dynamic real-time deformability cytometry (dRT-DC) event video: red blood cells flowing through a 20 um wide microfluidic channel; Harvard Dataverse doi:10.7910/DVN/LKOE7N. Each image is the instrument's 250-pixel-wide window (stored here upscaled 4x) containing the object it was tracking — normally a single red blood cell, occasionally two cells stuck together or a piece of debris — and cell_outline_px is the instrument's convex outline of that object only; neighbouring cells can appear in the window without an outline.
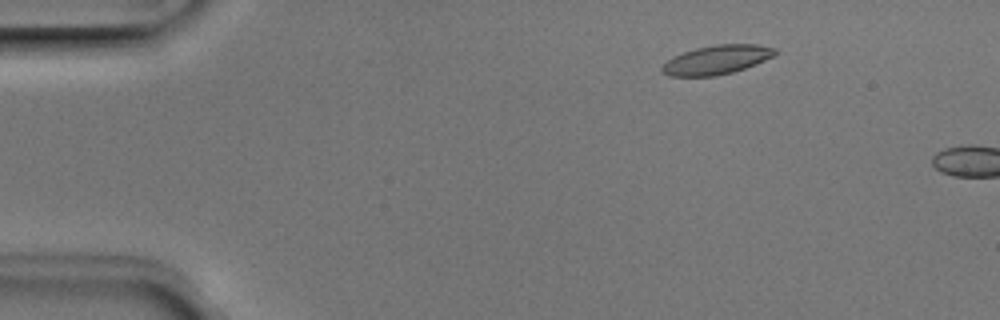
{"species": "Egyptian fruit bat (a non-hibernating species)", "species_latin": "Rousettus aegyptiacus", "temperature_condition": "room temperature", "stored_images_in_passage": 3, "camera_frame_rate_fps": 3000, "um_per_image_px": 0.085, "animal": {"sex": "male"}, "frame": {"image": 1, "passage_image": 2, "time_ms": 0.333, "image_size_px": [1000, 320], "cell_outline_px": [[776, 52], [772, 56], [756, 64], [732, 72], [716, 76], [668, 76], [660, 72], [660, 68], [668, 60], [684, 52], [696, 48], [716, 44], [756, 44], [776, 48]], "centroid_in_image_um": [60.9, 5.08], "position_along_channel_um": 24.1, "area_um2": 18.96}}